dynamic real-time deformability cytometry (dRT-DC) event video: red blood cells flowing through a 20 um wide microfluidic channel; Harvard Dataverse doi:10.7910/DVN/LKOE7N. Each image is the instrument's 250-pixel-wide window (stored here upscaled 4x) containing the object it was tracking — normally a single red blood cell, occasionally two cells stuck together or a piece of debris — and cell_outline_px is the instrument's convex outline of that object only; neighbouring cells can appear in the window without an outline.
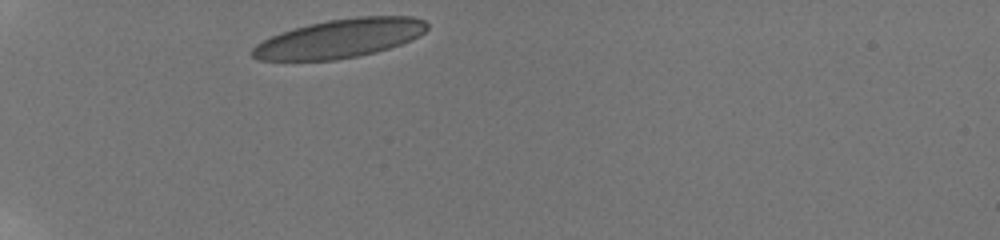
{"species": "human", "species_latin": "Homo sapiens", "temperature_condition": "room temperature", "stored_images_in_passage": 5, "camera_frame_rate_fps": 3000, "um_per_image_px": 0.085, "donor": {"sex": "male"}, "frame": {"image": 1, "passage_image": 1, "time_ms": 0.0, "image_size_px": [1000, 240], "cell_outline_px": [[428, 28], [420, 36], [400, 44], [376, 52], [360, 56], [336, 60], [256, 60], [252, 56], [252, 48], [256, 44], [280, 32], [308, 24], [328, 20], [356, 16], [412, 16], [424, 20], [428, 24]], "centroid_in_image_um": [28.9, 3.26], "position_along_channel_um": 56.1, "area_um2": 39.54}}